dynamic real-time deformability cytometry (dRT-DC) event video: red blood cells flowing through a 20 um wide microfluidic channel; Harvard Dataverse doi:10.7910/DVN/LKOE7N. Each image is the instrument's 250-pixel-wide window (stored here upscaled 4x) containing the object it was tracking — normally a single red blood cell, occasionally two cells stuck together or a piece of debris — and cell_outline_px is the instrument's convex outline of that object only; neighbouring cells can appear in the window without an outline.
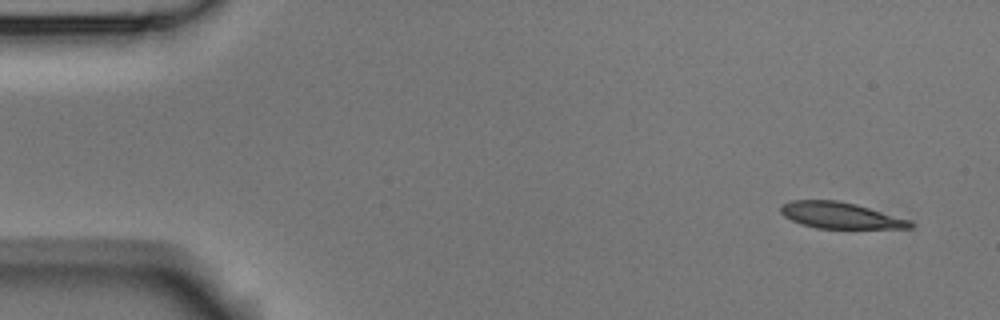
{"species": "Egyptian fruit bat (a non-hibernating species)", "species_latin": "Rousettus aegyptiacus", "temperature_condition": "room temperature", "stored_images_in_passage": 5, "camera_frame_rate_fps": 3000, "um_per_image_px": 0.085, "animal": {"sex": "male"}, "frame": {"image": 1, "passage_image": 1, "time_ms": 0.0, "image_size_px": [1000, 320], "cell_outline_px": [[912, 228], [816, 228], [800, 224], [784, 216], [780, 212], [780, 208], [784, 204], [792, 200], [836, 200], [856, 204], [912, 220]], "centroid_in_image_um": [71.43, 18.31], "position_along_channel_um": 13.6, "area_um2": 19.71}}
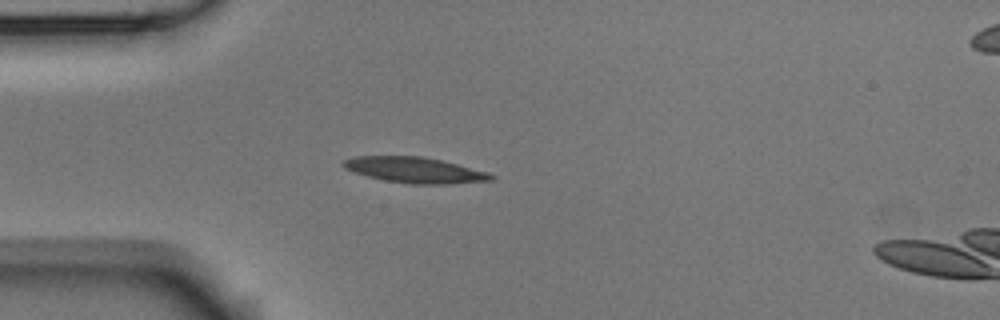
{"frame": {"image": 2, "passage_image": 4, "time_ms": 1.0, "image_size_px": [1000, 320], "cell_outline_px": [[496, 176], [492, 180], [448, 184], [408, 184], [384, 180], [352, 172], [344, 168], [340, 164], [344, 160], [352, 156], [420, 156], [440, 160], [488, 172]], "centroid_in_image_um": [35.21, 14.45], "position_along_channel_um": 49.8, "area_um2": 22.14}}